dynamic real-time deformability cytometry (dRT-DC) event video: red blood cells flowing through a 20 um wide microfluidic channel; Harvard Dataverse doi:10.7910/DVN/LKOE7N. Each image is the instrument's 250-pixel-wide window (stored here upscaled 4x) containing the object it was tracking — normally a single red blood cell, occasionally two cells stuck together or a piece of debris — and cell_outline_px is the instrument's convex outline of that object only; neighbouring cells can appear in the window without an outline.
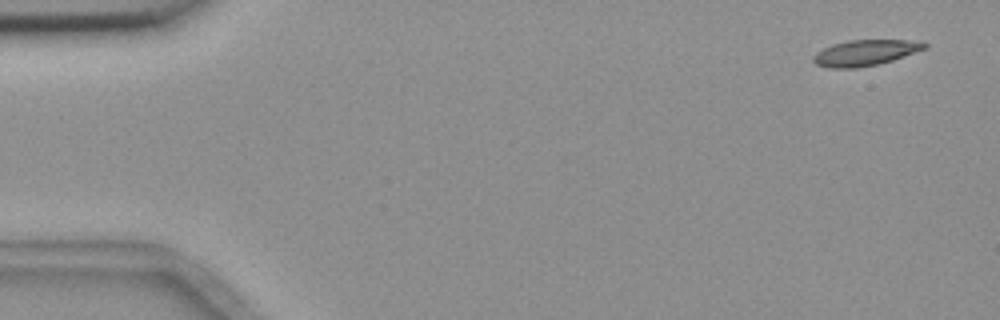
{"species": "common noctule bat (a hibernating species)", "species_latin": "Nyctalus noctula", "temperature_condition": "room temperature", "stored_images_in_passage": 4, "camera_frame_rate_fps": 3000, "um_per_image_px": 0.085, "animal": {"sex": "female", "body_mass_g": 18.4}, "frame": {"image": 1, "passage_image": 1, "time_ms": 0.0, "image_size_px": [1000, 320], "cell_outline_px": [[928, 48], [892, 60], [876, 64], [856, 68], [828, 68], [816, 64], [812, 60], [812, 56], [816, 52], [832, 44], [848, 40], [908, 40], [928, 44]], "centroid_in_image_um": [73.5, 4.48], "position_along_channel_um": 11.5, "area_um2": 16.65}}
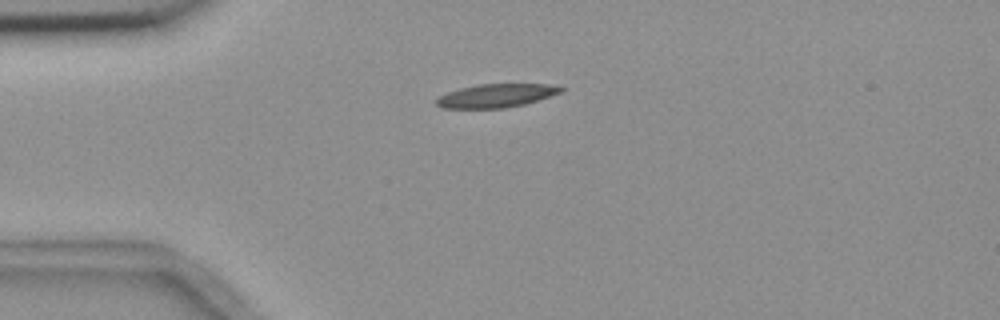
{"frame": {"image": 2, "passage_image": 4, "time_ms": 3.667, "image_size_px": [1000, 320], "cell_outline_px": [[564, 92], [524, 104], [504, 108], [440, 108], [436, 104], [436, 100], [440, 96], [448, 92], [460, 88], [476, 84], [548, 84], [564, 88]], "centroid_in_image_um": [42.18, 8.13], "position_along_channel_um": 42.8, "area_um2": 16.99}}